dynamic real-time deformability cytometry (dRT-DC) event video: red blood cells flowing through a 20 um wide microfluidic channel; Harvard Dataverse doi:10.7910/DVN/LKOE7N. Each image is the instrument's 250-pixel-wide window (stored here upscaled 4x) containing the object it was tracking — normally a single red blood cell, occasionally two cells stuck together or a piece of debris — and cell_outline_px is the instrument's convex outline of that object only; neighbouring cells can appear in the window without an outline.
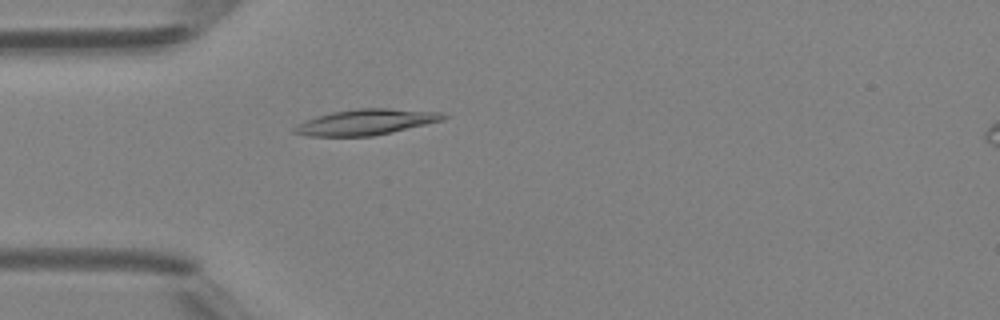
{"species": "Egyptian fruit bat (a non-hibernating species)", "species_latin": "Rousettus aegyptiacus", "temperature_condition": "room temperature", "stored_images_in_passage": 47, "camera_frame_rate_fps": 3000, "um_per_image_px": 0.085, "animal": {"sex": "female"}, "frame": {"image": 1, "passage_image": 14, "time_ms": 4.333, "image_size_px": [1000, 320], "cell_outline_px": [[448, 116], [444, 120], [392, 132], [372, 136], [308, 136], [292, 132], [292, 128], [304, 120], [316, 116], [332, 112], [356, 108], [388, 108], [444, 112]], "centroid_in_image_um": [31.11, 10.37], "position_along_channel_um": 53.9, "area_um2": 22.48}}
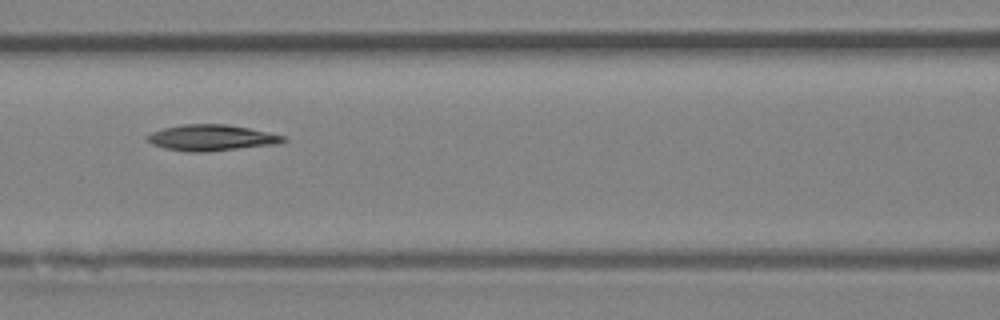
{"frame": {"image": 2, "passage_image": 21, "time_ms": 6.667, "image_size_px": [1000, 320], "cell_outline_px": [[288, 140], [276, 144], [208, 152], [188, 152], [164, 148], [152, 144], [144, 136], [152, 132], [164, 128], [180, 124], [228, 124], [248, 128], [284, 136]], "centroid_in_image_um": [17.94, 11.71], "position_along_channel_um": 148.7, "area_um2": 20.63}}
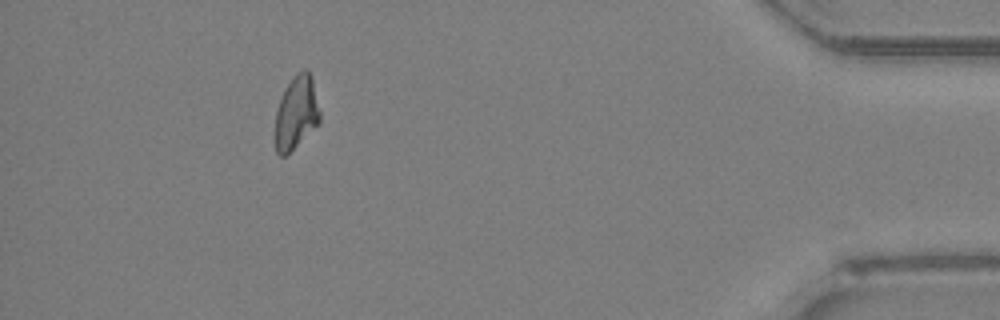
{"frame": {"image": 3, "passage_image": 43, "time_ms": 14.0, "image_size_px": [1000, 320], "cell_outline_px": [[320, 124], [284, 156], [280, 156], [276, 152], [276, 112], [284, 88], [292, 76], [296, 72], [304, 68], [308, 68], [312, 76], [320, 112]], "centroid_in_image_um": [25.21, 9.52], "position_along_channel_um": 410.0, "area_um2": 19.19}, "authors_computed_cell_mechanics": {"area_um2": 20.1722, "velocity_mm_per_s": 4.3621, "shape_relaxation_time_tau1_ms": 7.5575, "shape_relaxation_time_tau2_ms": null, "deformation_change_tau1": 0.2018, "deformation_change_tau2": null}}